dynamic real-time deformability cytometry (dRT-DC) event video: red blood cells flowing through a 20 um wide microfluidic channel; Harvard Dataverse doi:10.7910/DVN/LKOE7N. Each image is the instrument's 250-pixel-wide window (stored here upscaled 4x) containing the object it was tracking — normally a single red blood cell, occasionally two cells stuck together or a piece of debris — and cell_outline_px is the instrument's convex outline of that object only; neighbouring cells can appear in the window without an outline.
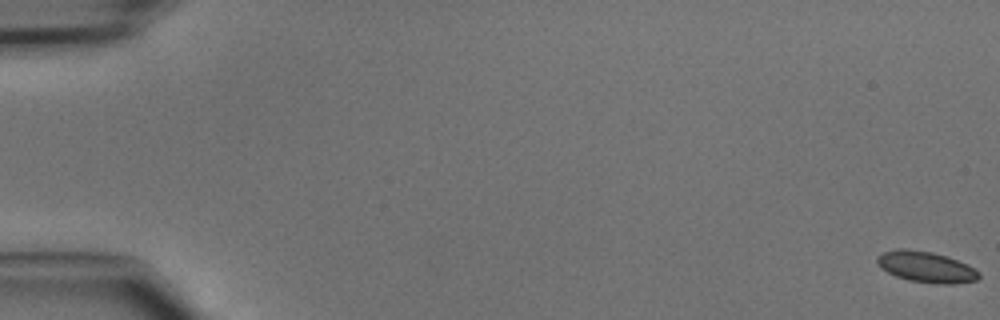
{"species": "common noctule bat (a hibernating species)", "species_latin": "Nyctalus noctula", "temperature_condition": "cold", "stored_images_in_passage": 49, "camera_frame_rate_fps": 3000, "um_per_image_px": 0.085, "animal": {"sex": "male", "body_mass_g": 15.6}, "frame": {"image": 1, "passage_image": 1, "time_ms": 0.0, "image_size_px": [1000, 320], "cell_outline_px": [[980, 276], [976, 280], [952, 284], [936, 284], [908, 280], [896, 276], [880, 268], [876, 264], [876, 256], [884, 252], [896, 248], [904, 248], [932, 252], [956, 260], [980, 272]], "centroid_in_image_um": [78.65, 22.69], "position_along_channel_um": 6.4, "area_um2": 18.26}}
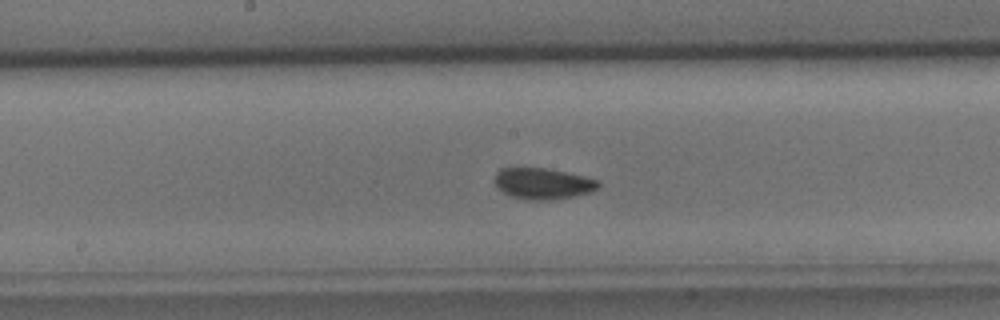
{"frame": {"image": 2, "passage_image": 26, "time_ms": 8.333, "image_size_px": [1000, 320], "cell_outline_px": [[600, 184], [592, 192], [576, 196], [548, 200], [528, 200], [512, 196], [496, 188], [492, 180], [496, 172], [500, 168], [548, 168], [584, 176], [600, 180]], "centroid_in_image_um": [46.12, 15.6], "position_along_channel_um": 202.1, "area_um2": 19.07}}
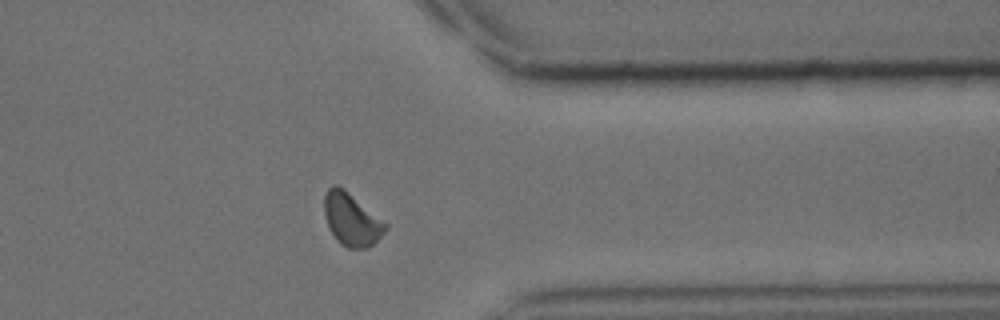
{"frame": {"image": 3, "passage_image": 39, "time_ms": 12.667, "image_size_px": [1000, 320], "cell_outline_px": [[388, 224], [384, 232], [368, 248], [348, 248], [340, 244], [336, 240], [328, 224], [324, 212], [324, 196], [328, 188], [332, 184], [336, 184], [344, 188], [384, 220]], "centroid_in_image_um": [29.88, 18.63], "position_along_channel_um": 381.5, "area_um2": 18.73}}